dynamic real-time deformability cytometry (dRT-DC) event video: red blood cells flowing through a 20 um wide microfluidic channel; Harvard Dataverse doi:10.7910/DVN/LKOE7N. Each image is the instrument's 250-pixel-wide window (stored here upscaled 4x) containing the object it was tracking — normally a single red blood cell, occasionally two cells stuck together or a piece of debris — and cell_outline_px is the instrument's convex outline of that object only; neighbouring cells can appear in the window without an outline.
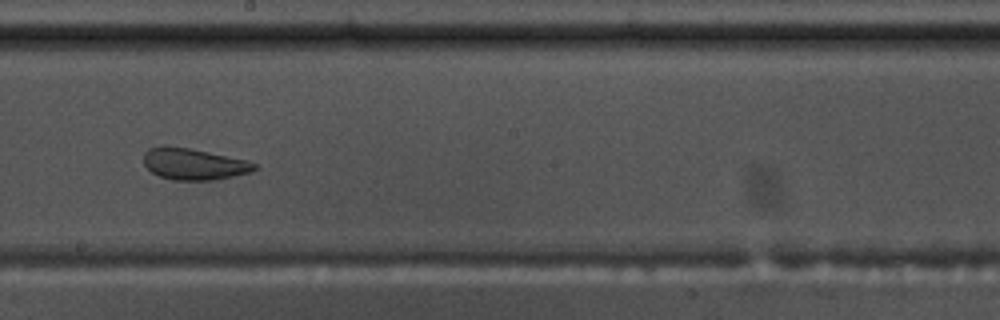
{"species": "common noctule bat (a hibernating species)", "species_latin": "Nyctalus noctula", "temperature_condition": "warm", "stored_images_in_passage": 21, "camera_frame_rate_fps": 3000, "um_per_image_px": 0.085, "animal": {"sex": "male", "body_mass_g": 17.5, "forearm_length_mm": 52.3}, "frame": {"image": 1, "passage_image": 18, "time_ms": 5.667, "image_size_px": [1000, 320], "cell_outline_px": [[256, 168], [252, 172], [216, 180], [172, 180], [160, 176], [152, 172], [144, 164], [144, 152], [148, 148], [160, 144], [164, 144], [188, 148], [248, 160], [256, 164]], "centroid_in_image_um": [16.45, 13.93], "position_along_channel_um": 231.8, "area_um2": 20.52}}